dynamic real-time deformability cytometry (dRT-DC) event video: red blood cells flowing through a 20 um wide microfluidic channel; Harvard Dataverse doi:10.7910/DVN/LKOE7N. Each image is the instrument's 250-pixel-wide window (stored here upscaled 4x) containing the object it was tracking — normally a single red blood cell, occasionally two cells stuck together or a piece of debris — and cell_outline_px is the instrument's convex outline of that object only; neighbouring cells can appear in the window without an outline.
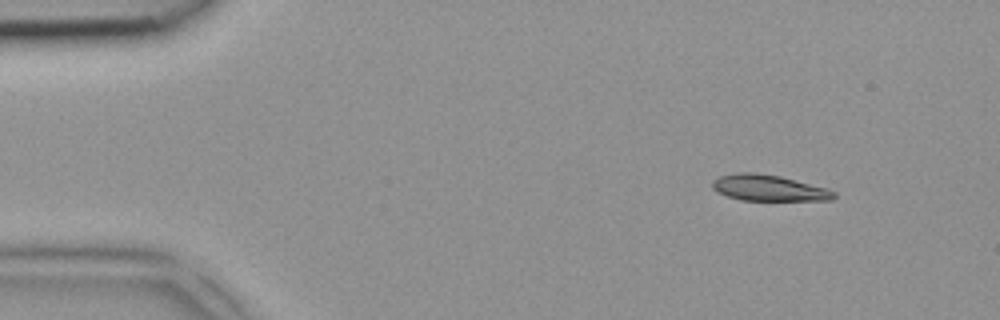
{"species": "common noctule bat (a hibernating species)", "species_latin": "Nyctalus noctula", "temperature_condition": "room temperature", "stored_images_in_passage": 3, "camera_frame_rate_fps": 3000, "um_per_image_px": 0.085, "animal": {"sex": "female", "body_mass_g": 18.4}, "frame": {"image": 1, "passage_image": 3, "time_ms": 0.667, "image_size_px": [1000, 320], "cell_outline_px": [[836, 196], [832, 200], [740, 200], [716, 192], [712, 188], [712, 180], [720, 176], [736, 172], [756, 172], [780, 176], [828, 188], [836, 192]], "centroid_in_image_um": [65.33, 15.97], "position_along_channel_um": 19.7, "area_um2": 18.61}}